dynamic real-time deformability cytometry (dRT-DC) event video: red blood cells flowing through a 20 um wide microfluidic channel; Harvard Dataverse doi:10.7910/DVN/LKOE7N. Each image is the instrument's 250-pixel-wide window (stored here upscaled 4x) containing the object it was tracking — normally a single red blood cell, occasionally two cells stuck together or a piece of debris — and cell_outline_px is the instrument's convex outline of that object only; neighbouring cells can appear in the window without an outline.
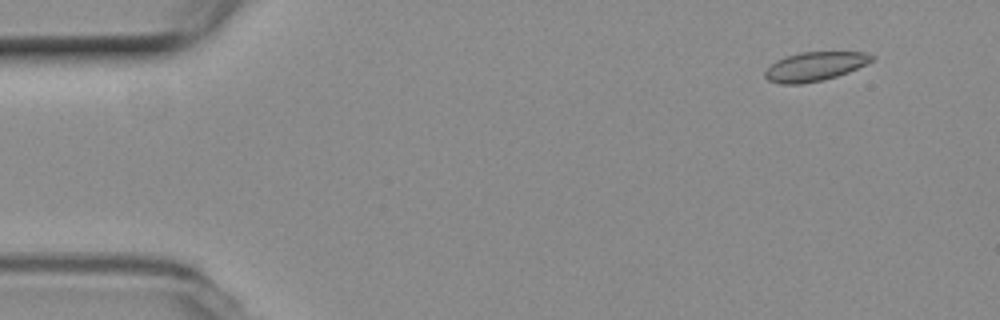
{"species": "common noctule bat (a hibernating species)", "species_latin": "Nyctalus noctula", "temperature_condition": "room temperature", "stored_images_in_passage": 11, "camera_frame_rate_fps": 3000, "um_per_image_px": 0.085, "animal": {"sex": "female", "body_mass_g": 19.3, "forearm_length_mm": 54.1}, "frame": {"image": 1, "passage_image": 1, "time_ms": 0.0, "image_size_px": [1000, 320], "cell_outline_px": [[876, 56], [872, 60], [848, 72], [824, 80], [800, 84], [780, 84], [768, 80], [764, 76], [764, 72], [776, 60], [800, 52], [864, 52]], "centroid_in_image_um": [69.23, 5.65], "position_along_channel_um": 15.8, "area_um2": 17.86}}